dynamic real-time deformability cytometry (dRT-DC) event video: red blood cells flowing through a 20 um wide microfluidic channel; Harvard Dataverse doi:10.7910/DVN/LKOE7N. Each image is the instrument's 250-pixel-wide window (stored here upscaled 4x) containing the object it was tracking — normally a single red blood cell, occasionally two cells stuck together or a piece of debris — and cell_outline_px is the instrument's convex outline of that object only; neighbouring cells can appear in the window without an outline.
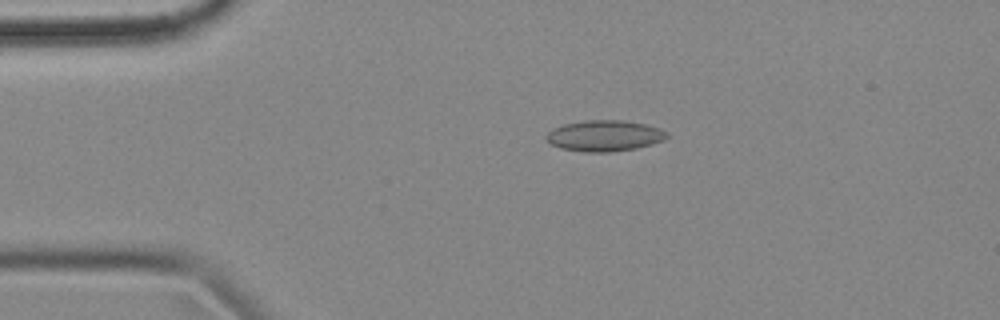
{"species": "common noctule bat (a hibernating species)", "species_latin": "Nyctalus noctula", "temperature_condition": "cold", "stored_images_in_passage": 56, "camera_frame_rate_fps": 3000, "um_per_image_px": 0.085, "animal": {"sex": "female", "body_mass_g": 18.4}, "frame": {"image": 1, "passage_image": 11, "time_ms": 3.333, "image_size_px": [1000, 320], "cell_outline_px": [[668, 136], [664, 140], [652, 144], [636, 148], [612, 152], [584, 152], [560, 148], [552, 144], [544, 136], [548, 132], [564, 124], [588, 120], [620, 120], [644, 124], [660, 128], [668, 132]], "centroid_in_image_um": [51.41, 11.55], "position_along_channel_um": 33.6, "area_um2": 21.68}}
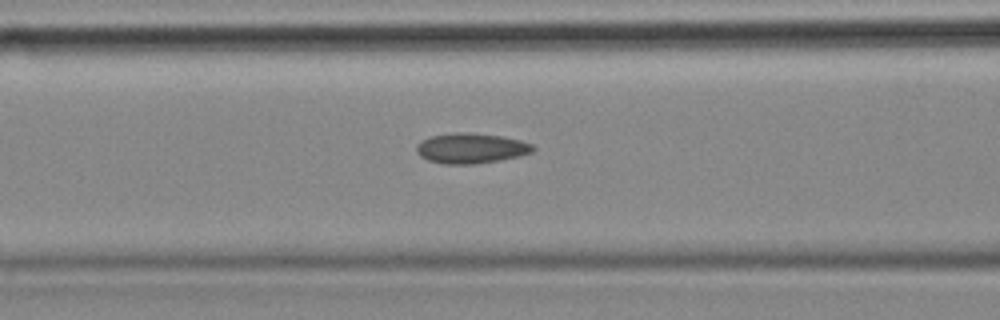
{"frame": {"image": 2, "passage_image": 22, "time_ms": 7.0, "image_size_px": [1000, 320], "cell_outline_px": [[536, 148], [532, 152], [520, 156], [500, 160], [472, 164], [444, 164], [428, 160], [420, 156], [416, 152], [416, 144], [428, 136], [452, 132], [468, 132], [500, 136], [520, 140], [532, 144]], "centroid_in_image_um": [40.01, 12.59], "position_along_channel_um": 126.6, "area_um2": 20.69}}
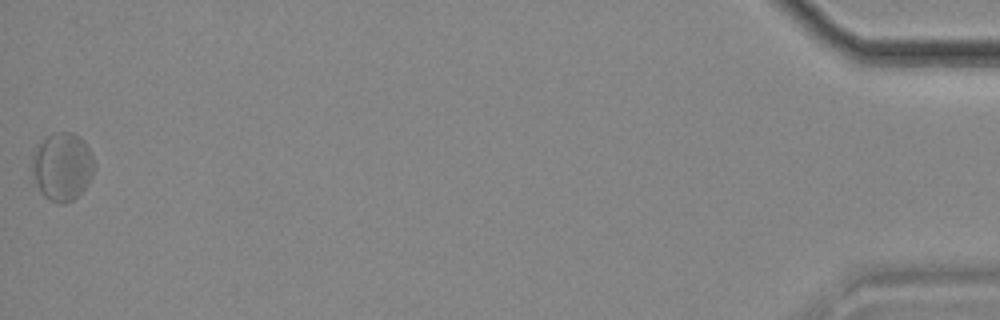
{"frame": {"image": 3, "passage_image": 56, "time_ms": 18.333, "image_size_px": [1000, 320], "cell_outline_px": [[96, 168], [92, 176], [84, 188], [72, 200], [64, 204], [56, 204], [48, 200], [40, 192], [36, 184], [32, 172], [32, 148], [44, 136], [52, 132], [72, 132], [80, 136], [84, 140], [96, 164]], "centroid_in_image_um": [5.26, 14.13], "position_along_channel_um": 429.9, "area_um2": 25.32}, "authors_computed_cell_mechanics": {"area_um2": 20.4323, "velocity_mm_per_s": 3.5442, "shape_relaxation_time_tau1_ms": null, "shape_relaxation_time_tau2_ms": 3.3975, "deformation_change_tau1": null, "deformation_change_tau2": 0.0705}}